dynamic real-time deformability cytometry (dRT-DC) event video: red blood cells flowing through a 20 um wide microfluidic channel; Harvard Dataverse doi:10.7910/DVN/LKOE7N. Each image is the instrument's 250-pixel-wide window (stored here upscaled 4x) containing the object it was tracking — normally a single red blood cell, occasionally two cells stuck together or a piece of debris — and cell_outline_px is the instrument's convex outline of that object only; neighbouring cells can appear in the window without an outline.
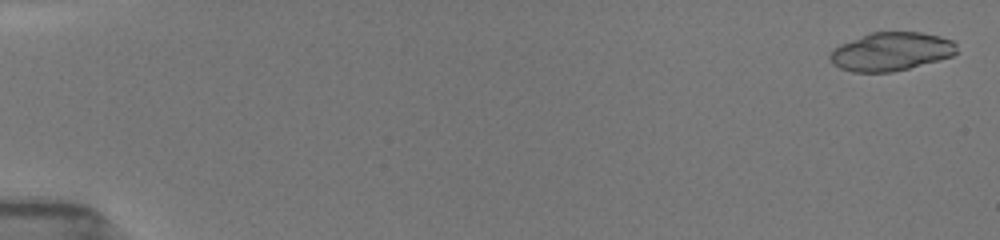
{"species": "common noctule bat (a hibernating species)", "species_latin": "Nyctalus noctula", "temperature_condition": "room temperature", "stored_images_in_passage": 52, "segment_of_instrument_passage": [1, 2], "camera_frame_rate_fps": 3000, "um_per_image_px": 0.085, "animal": {"sex": "female", "body_mass_g": 19.5, "forearm_length_mm": 54.1}, "frame": {"image": 1, "passage_image": 2, "time_ms": 0.333, "image_size_px": [1000, 240], "cell_outline_px": [[956, 52], [952, 56], [908, 68], [892, 72], [852, 72], [840, 68], [832, 64], [828, 56], [828, 52], [840, 44], [872, 32], [920, 32], [940, 36], [952, 40], [956, 44]], "centroid_in_image_um": [75.7, 4.38], "position_along_channel_um": 9.3, "area_um2": 28.32}}